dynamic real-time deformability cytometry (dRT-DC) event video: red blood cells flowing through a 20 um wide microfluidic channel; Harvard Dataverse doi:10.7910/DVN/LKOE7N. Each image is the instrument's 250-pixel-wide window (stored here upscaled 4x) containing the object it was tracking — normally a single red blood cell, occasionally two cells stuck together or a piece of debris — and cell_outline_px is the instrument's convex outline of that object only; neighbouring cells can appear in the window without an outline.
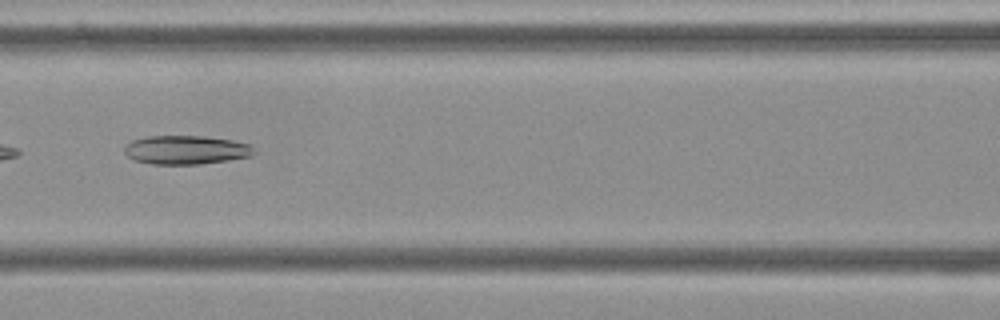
{"species": "Egyptian fruit bat (a non-hibernating species)", "species_latin": "Rousettus aegyptiacus", "temperature_condition": "cold", "stored_images_in_passage": 12, "camera_frame_rate_fps": 3000, "um_per_image_px": 0.085, "frame": {"image": 1, "passage_image": 7, "time_ms": 2.0, "image_size_px": [1000, 320], "cell_outline_px": [[256, 152], [252, 156], [228, 160], [200, 164], [152, 164], [136, 160], [128, 156], [124, 152], [124, 148], [132, 140], [148, 136], [204, 136], [232, 140], [248, 144]], "centroid_in_image_um": [15.82, 12.74], "position_along_channel_um": 150.8, "area_um2": 21.62}}
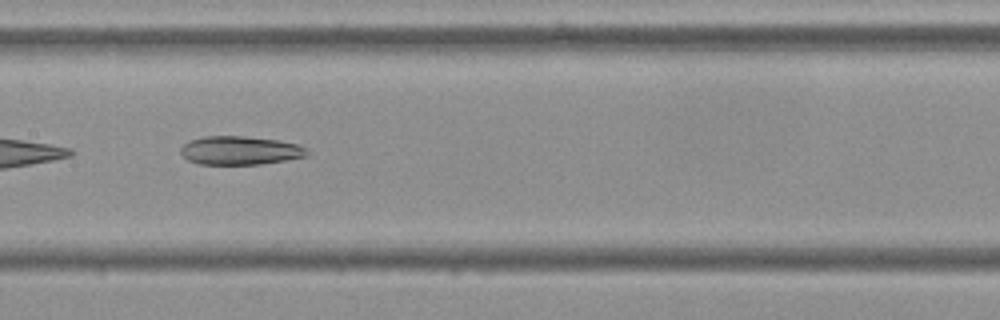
{"frame": {"image": 2, "passage_image": 10, "time_ms": 3.0, "image_size_px": [1000, 320], "cell_outline_px": [[308, 152], [304, 156], [284, 160], [260, 164], [200, 164], [188, 160], [180, 152], [180, 148], [188, 140], [204, 136], [244, 136], [276, 140], [300, 144]], "centroid_in_image_um": [20.35, 12.78], "position_along_channel_um": 187.0, "area_um2": 20.87}}